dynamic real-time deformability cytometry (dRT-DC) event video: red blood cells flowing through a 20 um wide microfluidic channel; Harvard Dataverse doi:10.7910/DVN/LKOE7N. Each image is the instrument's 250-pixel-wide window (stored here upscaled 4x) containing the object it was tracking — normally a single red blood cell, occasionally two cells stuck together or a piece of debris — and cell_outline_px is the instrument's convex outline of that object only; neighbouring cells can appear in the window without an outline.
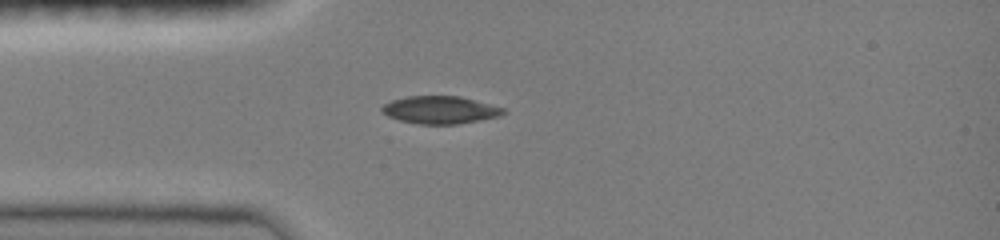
{"species": "common noctule bat (a hibernating species)", "species_latin": "Nyctalus noctula", "temperature_condition": "room temperature", "stored_images_in_passage": 2, "camera_frame_rate_fps": 3000, "um_per_image_px": 0.085, "animal": {"sex": "female", "body_mass_g": 19.0, "forearm_length_mm": 51.5}, "frame": {"image": 1, "passage_image": 1, "time_ms": 0.0, "image_size_px": [1000, 240], "cell_outline_px": [[508, 112], [500, 116], [480, 120], [456, 124], [420, 124], [400, 120], [388, 116], [380, 112], [380, 108], [384, 104], [392, 100], [408, 96], [460, 96], [504, 108]], "centroid_in_image_um": [37.41, 9.34], "position_along_channel_um": 47.6, "area_um2": 19.54}}